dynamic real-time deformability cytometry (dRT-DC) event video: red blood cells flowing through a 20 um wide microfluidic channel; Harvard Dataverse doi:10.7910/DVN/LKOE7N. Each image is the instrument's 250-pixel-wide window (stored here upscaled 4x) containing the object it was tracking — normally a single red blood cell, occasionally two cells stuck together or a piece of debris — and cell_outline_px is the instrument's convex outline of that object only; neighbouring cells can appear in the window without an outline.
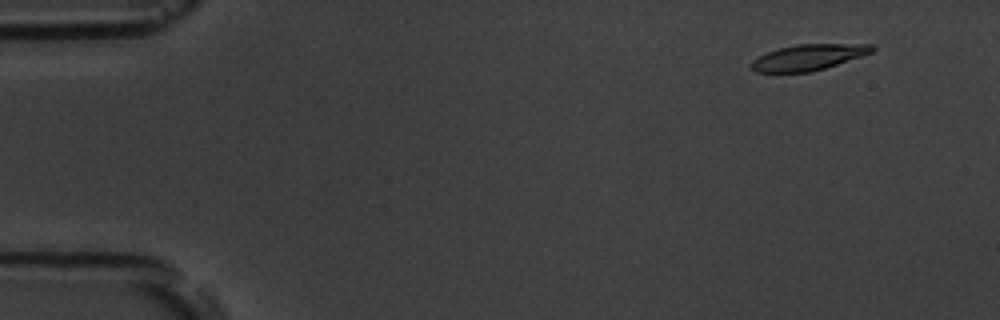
{"species": "common noctule bat (a hibernating species)", "species_latin": "Nyctalus noctula", "temperature_condition": "room temperature", "stored_images_in_passage": 5, "camera_frame_rate_fps": 3000, "um_per_image_px": 0.085, "animal": {"sex": "male", "body_mass_g": 19.5, "forearm_length_mm": 54.6}, "frame": {"image": 1, "passage_image": 1, "time_ms": 0.0, "image_size_px": [1000, 320], "cell_outline_px": [[876, 48], [872, 52], [812, 72], [756, 72], [748, 64], [752, 60], [776, 48], [796, 44], [872, 44]], "centroid_in_image_um": [68.67, 4.86], "position_along_channel_um": 16.3, "area_um2": 18.09}}
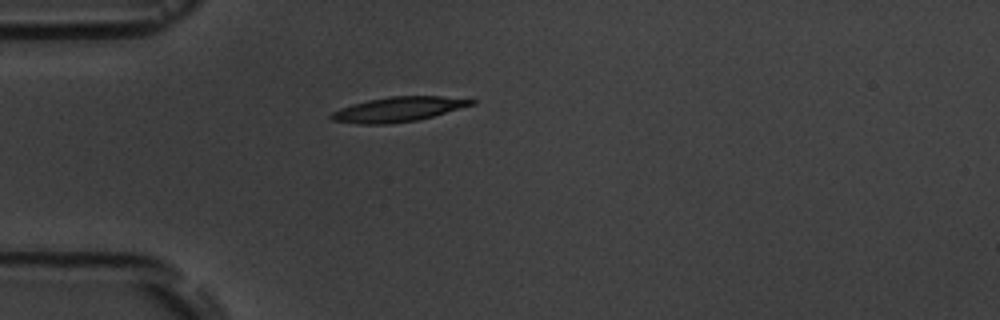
{"frame": {"image": 2, "passage_image": 4, "time_ms": 3.667, "image_size_px": [1000, 320], "cell_outline_px": [[476, 104], [432, 116], [416, 120], [388, 124], [360, 124], [332, 120], [328, 116], [332, 112], [340, 108], [352, 104], [368, 100], [388, 96], [440, 96], [476, 100]], "centroid_in_image_um": [33.83, 9.29], "position_along_channel_um": 51.2, "area_um2": 20.11}}